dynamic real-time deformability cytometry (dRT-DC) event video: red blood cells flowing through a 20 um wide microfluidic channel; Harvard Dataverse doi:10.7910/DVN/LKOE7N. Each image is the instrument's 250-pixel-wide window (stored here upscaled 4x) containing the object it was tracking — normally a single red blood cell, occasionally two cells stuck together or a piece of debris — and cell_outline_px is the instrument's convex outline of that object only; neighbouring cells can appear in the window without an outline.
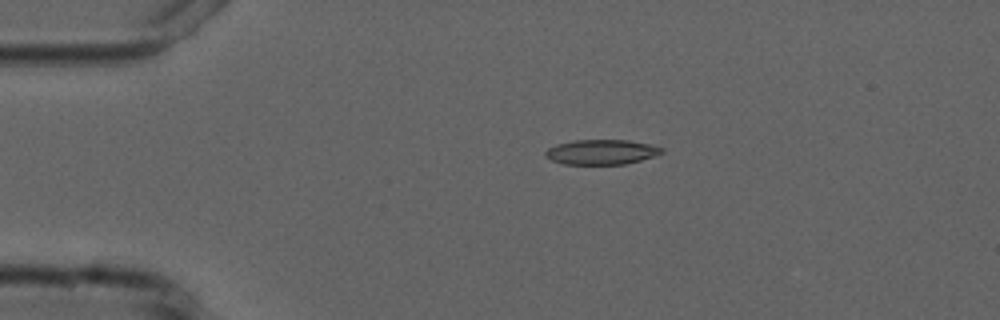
{"species": "common noctule bat (a hibernating species)", "species_latin": "Nyctalus noctula", "temperature_condition": "cold", "stored_images_in_passage": 4, "camera_frame_rate_fps": 3000, "um_per_image_px": 0.085, "animal": {"sex": "male", "forearm_length_mm": 52.5}, "frame": {"image": 1, "passage_image": 3, "time_ms": 3.0, "image_size_px": [1000, 320], "cell_outline_px": [[664, 152], [640, 160], [624, 164], [564, 164], [552, 160], [544, 156], [544, 152], [548, 148], [556, 144], [576, 140], [628, 140], [648, 144], [664, 148]], "centroid_in_image_um": [51.09, 12.92], "position_along_channel_um": 33.9, "area_um2": 16.76}}